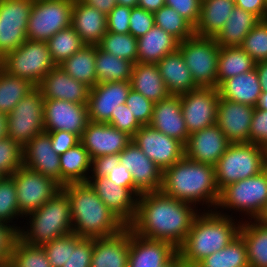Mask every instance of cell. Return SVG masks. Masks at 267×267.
<instances>
[{
  "instance_id": "obj_1",
  "label": "cell",
  "mask_w": 267,
  "mask_h": 267,
  "mask_svg": "<svg viewBox=\"0 0 267 267\" xmlns=\"http://www.w3.org/2000/svg\"><path fill=\"white\" fill-rule=\"evenodd\" d=\"M198 211L194 205L161 191L144 192L138 197L136 215L128 227L140 237L167 241L178 249Z\"/></svg>"
},
{
  "instance_id": "obj_2",
  "label": "cell",
  "mask_w": 267,
  "mask_h": 267,
  "mask_svg": "<svg viewBox=\"0 0 267 267\" xmlns=\"http://www.w3.org/2000/svg\"><path fill=\"white\" fill-rule=\"evenodd\" d=\"M160 191L197 209L200 205V211L202 208L203 211L215 210L220 197L214 166L193 161L186 156L163 171Z\"/></svg>"
},
{
  "instance_id": "obj_3",
  "label": "cell",
  "mask_w": 267,
  "mask_h": 267,
  "mask_svg": "<svg viewBox=\"0 0 267 267\" xmlns=\"http://www.w3.org/2000/svg\"><path fill=\"white\" fill-rule=\"evenodd\" d=\"M70 200L72 232L85 238L110 237L127 227L98 197L89 182L62 187Z\"/></svg>"
},
{
  "instance_id": "obj_4",
  "label": "cell",
  "mask_w": 267,
  "mask_h": 267,
  "mask_svg": "<svg viewBox=\"0 0 267 267\" xmlns=\"http://www.w3.org/2000/svg\"><path fill=\"white\" fill-rule=\"evenodd\" d=\"M234 217L216 210L199 211L184 243L177 249L182 261L197 264L227 246L239 235L242 221Z\"/></svg>"
},
{
  "instance_id": "obj_5",
  "label": "cell",
  "mask_w": 267,
  "mask_h": 267,
  "mask_svg": "<svg viewBox=\"0 0 267 267\" xmlns=\"http://www.w3.org/2000/svg\"><path fill=\"white\" fill-rule=\"evenodd\" d=\"M25 218L27 226L24 224L18 233L19 238L30 245L43 246L72 233L70 200L63 190Z\"/></svg>"
},
{
  "instance_id": "obj_6",
  "label": "cell",
  "mask_w": 267,
  "mask_h": 267,
  "mask_svg": "<svg viewBox=\"0 0 267 267\" xmlns=\"http://www.w3.org/2000/svg\"><path fill=\"white\" fill-rule=\"evenodd\" d=\"M266 201L267 167L255 176L239 180L224 187L220 191L219 201L215 210L227 216H232L233 213L229 215V212L233 210L234 212H239L241 217L244 215L243 218H240L241 221L255 220ZM224 209L228 213L224 212Z\"/></svg>"
},
{
  "instance_id": "obj_7",
  "label": "cell",
  "mask_w": 267,
  "mask_h": 267,
  "mask_svg": "<svg viewBox=\"0 0 267 267\" xmlns=\"http://www.w3.org/2000/svg\"><path fill=\"white\" fill-rule=\"evenodd\" d=\"M267 167L266 150L251 142L230 143L215 164L219 191L227 185L255 176Z\"/></svg>"
},
{
  "instance_id": "obj_8",
  "label": "cell",
  "mask_w": 267,
  "mask_h": 267,
  "mask_svg": "<svg viewBox=\"0 0 267 267\" xmlns=\"http://www.w3.org/2000/svg\"><path fill=\"white\" fill-rule=\"evenodd\" d=\"M55 67L45 41L27 39L20 47L1 59V68L4 71L28 80L35 87Z\"/></svg>"
},
{
  "instance_id": "obj_9",
  "label": "cell",
  "mask_w": 267,
  "mask_h": 267,
  "mask_svg": "<svg viewBox=\"0 0 267 267\" xmlns=\"http://www.w3.org/2000/svg\"><path fill=\"white\" fill-rule=\"evenodd\" d=\"M178 50L198 87L217 88L220 46L214 38L194 35L179 42Z\"/></svg>"
},
{
  "instance_id": "obj_10",
  "label": "cell",
  "mask_w": 267,
  "mask_h": 267,
  "mask_svg": "<svg viewBox=\"0 0 267 267\" xmlns=\"http://www.w3.org/2000/svg\"><path fill=\"white\" fill-rule=\"evenodd\" d=\"M7 137L24 147L44 131V97L35 87L7 115Z\"/></svg>"
},
{
  "instance_id": "obj_11",
  "label": "cell",
  "mask_w": 267,
  "mask_h": 267,
  "mask_svg": "<svg viewBox=\"0 0 267 267\" xmlns=\"http://www.w3.org/2000/svg\"><path fill=\"white\" fill-rule=\"evenodd\" d=\"M73 4L74 0L33 2L27 22V39L46 42L58 31L70 27Z\"/></svg>"
},
{
  "instance_id": "obj_12",
  "label": "cell",
  "mask_w": 267,
  "mask_h": 267,
  "mask_svg": "<svg viewBox=\"0 0 267 267\" xmlns=\"http://www.w3.org/2000/svg\"><path fill=\"white\" fill-rule=\"evenodd\" d=\"M11 177L16 187L18 208L23 216L39 209L62 190V186L55 180L24 166Z\"/></svg>"
},
{
  "instance_id": "obj_13",
  "label": "cell",
  "mask_w": 267,
  "mask_h": 267,
  "mask_svg": "<svg viewBox=\"0 0 267 267\" xmlns=\"http://www.w3.org/2000/svg\"><path fill=\"white\" fill-rule=\"evenodd\" d=\"M32 0H0V59L26 40Z\"/></svg>"
},
{
  "instance_id": "obj_14",
  "label": "cell",
  "mask_w": 267,
  "mask_h": 267,
  "mask_svg": "<svg viewBox=\"0 0 267 267\" xmlns=\"http://www.w3.org/2000/svg\"><path fill=\"white\" fill-rule=\"evenodd\" d=\"M132 141L162 172L185 156V146L180 141L150 125H142L132 137Z\"/></svg>"
},
{
  "instance_id": "obj_15",
  "label": "cell",
  "mask_w": 267,
  "mask_h": 267,
  "mask_svg": "<svg viewBox=\"0 0 267 267\" xmlns=\"http://www.w3.org/2000/svg\"><path fill=\"white\" fill-rule=\"evenodd\" d=\"M218 88L199 87L180 95L181 108L189 134L216 124Z\"/></svg>"
},
{
  "instance_id": "obj_16",
  "label": "cell",
  "mask_w": 267,
  "mask_h": 267,
  "mask_svg": "<svg viewBox=\"0 0 267 267\" xmlns=\"http://www.w3.org/2000/svg\"><path fill=\"white\" fill-rule=\"evenodd\" d=\"M90 122L87 104L44 99V131L64 130L80 138Z\"/></svg>"
},
{
  "instance_id": "obj_17",
  "label": "cell",
  "mask_w": 267,
  "mask_h": 267,
  "mask_svg": "<svg viewBox=\"0 0 267 267\" xmlns=\"http://www.w3.org/2000/svg\"><path fill=\"white\" fill-rule=\"evenodd\" d=\"M119 157L120 163L131 172L137 197L144 192L160 191L163 172L133 141Z\"/></svg>"
},
{
  "instance_id": "obj_18",
  "label": "cell",
  "mask_w": 267,
  "mask_h": 267,
  "mask_svg": "<svg viewBox=\"0 0 267 267\" xmlns=\"http://www.w3.org/2000/svg\"><path fill=\"white\" fill-rule=\"evenodd\" d=\"M131 90L130 81L97 83L90 88L88 98L89 120L95 123H109L111 114L124 104Z\"/></svg>"
},
{
  "instance_id": "obj_19",
  "label": "cell",
  "mask_w": 267,
  "mask_h": 267,
  "mask_svg": "<svg viewBox=\"0 0 267 267\" xmlns=\"http://www.w3.org/2000/svg\"><path fill=\"white\" fill-rule=\"evenodd\" d=\"M255 107L219 98L216 125L230 143L249 142L250 126Z\"/></svg>"
},
{
  "instance_id": "obj_20",
  "label": "cell",
  "mask_w": 267,
  "mask_h": 267,
  "mask_svg": "<svg viewBox=\"0 0 267 267\" xmlns=\"http://www.w3.org/2000/svg\"><path fill=\"white\" fill-rule=\"evenodd\" d=\"M80 142L91 158L119 154L131 142L132 137L108 123L89 122L83 131Z\"/></svg>"
},
{
  "instance_id": "obj_21",
  "label": "cell",
  "mask_w": 267,
  "mask_h": 267,
  "mask_svg": "<svg viewBox=\"0 0 267 267\" xmlns=\"http://www.w3.org/2000/svg\"><path fill=\"white\" fill-rule=\"evenodd\" d=\"M23 166L61 185L60 157L52 148L49 132L34 136L23 147Z\"/></svg>"
},
{
  "instance_id": "obj_22",
  "label": "cell",
  "mask_w": 267,
  "mask_h": 267,
  "mask_svg": "<svg viewBox=\"0 0 267 267\" xmlns=\"http://www.w3.org/2000/svg\"><path fill=\"white\" fill-rule=\"evenodd\" d=\"M230 142L215 124L189 134L185 156L193 161L215 166Z\"/></svg>"
},
{
  "instance_id": "obj_23",
  "label": "cell",
  "mask_w": 267,
  "mask_h": 267,
  "mask_svg": "<svg viewBox=\"0 0 267 267\" xmlns=\"http://www.w3.org/2000/svg\"><path fill=\"white\" fill-rule=\"evenodd\" d=\"M101 201L128 226L135 218L138 197L126 187H121L107 177L89 178Z\"/></svg>"
},
{
  "instance_id": "obj_24",
  "label": "cell",
  "mask_w": 267,
  "mask_h": 267,
  "mask_svg": "<svg viewBox=\"0 0 267 267\" xmlns=\"http://www.w3.org/2000/svg\"><path fill=\"white\" fill-rule=\"evenodd\" d=\"M37 88L44 99H59L76 104H87L90 87L69 76L60 66L49 71Z\"/></svg>"
},
{
  "instance_id": "obj_25",
  "label": "cell",
  "mask_w": 267,
  "mask_h": 267,
  "mask_svg": "<svg viewBox=\"0 0 267 267\" xmlns=\"http://www.w3.org/2000/svg\"><path fill=\"white\" fill-rule=\"evenodd\" d=\"M177 253L171 243L140 237L130 229L128 267H163Z\"/></svg>"
},
{
  "instance_id": "obj_26",
  "label": "cell",
  "mask_w": 267,
  "mask_h": 267,
  "mask_svg": "<svg viewBox=\"0 0 267 267\" xmlns=\"http://www.w3.org/2000/svg\"><path fill=\"white\" fill-rule=\"evenodd\" d=\"M149 125L185 146L189 133L182 114L180 96L170 95L164 100L155 102Z\"/></svg>"
},
{
  "instance_id": "obj_27",
  "label": "cell",
  "mask_w": 267,
  "mask_h": 267,
  "mask_svg": "<svg viewBox=\"0 0 267 267\" xmlns=\"http://www.w3.org/2000/svg\"><path fill=\"white\" fill-rule=\"evenodd\" d=\"M130 228L110 237L93 238L91 267H128Z\"/></svg>"
},
{
  "instance_id": "obj_28",
  "label": "cell",
  "mask_w": 267,
  "mask_h": 267,
  "mask_svg": "<svg viewBox=\"0 0 267 267\" xmlns=\"http://www.w3.org/2000/svg\"><path fill=\"white\" fill-rule=\"evenodd\" d=\"M71 27L79 34L85 45L97 46L107 33V15L82 0H74Z\"/></svg>"
},
{
  "instance_id": "obj_29",
  "label": "cell",
  "mask_w": 267,
  "mask_h": 267,
  "mask_svg": "<svg viewBox=\"0 0 267 267\" xmlns=\"http://www.w3.org/2000/svg\"><path fill=\"white\" fill-rule=\"evenodd\" d=\"M157 66L170 95L180 96L199 88L178 49L163 57Z\"/></svg>"
},
{
  "instance_id": "obj_30",
  "label": "cell",
  "mask_w": 267,
  "mask_h": 267,
  "mask_svg": "<svg viewBox=\"0 0 267 267\" xmlns=\"http://www.w3.org/2000/svg\"><path fill=\"white\" fill-rule=\"evenodd\" d=\"M218 91L223 99L256 107L262 93L256 68L225 80Z\"/></svg>"
},
{
  "instance_id": "obj_31",
  "label": "cell",
  "mask_w": 267,
  "mask_h": 267,
  "mask_svg": "<svg viewBox=\"0 0 267 267\" xmlns=\"http://www.w3.org/2000/svg\"><path fill=\"white\" fill-rule=\"evenodd\" d=\"M179 41L165 30L154 25L137 39L139 63H158L166 55L178 49Z\"/></svg>"
},
{
  "instance_id": "obj_32",
  "label": "cell",
  "mask_w": 267,
  "mask_h": 267,
  "mask_svg": "<svg viewBox=\"0 0 267 267\" xmlns=\"http://www.w3.org/2000/svg\"><path fill=\"white\" fill-rule=\"evenodd\" d=\"M130 84L132 89L154 103L170 96L156 63L134 64Z\"/></svg>"
},
{
  "instance_id": "obj_33",
  "label": "cell",
  "mask_w": 267,
  "mask_h": 267,
  "mask_svg": "<svg viewBox=\"0 0 267 267\" xmlns=\"http://www.w3.org/2000/svg\"><path fill=\"white\" fill-rule=\"evenodd\" d=\"M234 7V0H202L199 20L194 27L195 35L215 38Z\"/></svg>"
},
{
  "instance_id": "obj_34",
  "label": "cell",
  "mask_w": 267,
  "mask_h": 267,
  "mask_svg": "<svg viewBox=\"0 0 267 267\" xmlns=\"http://www.w3.org/2000/svg\"><path fill=\"white\" fill-rule=\"evenodd\" d=\"M260 19L249 11L235 6L222 30L214 38L220 47H240Z\"/></svg>"
},
{
  "instance_id": "obj_35",
  "label": "cell",
  "mask_w": 267,
  "mask_h": 267,
  "mask_svg": "<svg viewBox=\"0 0 267 267\" xmlns=\"http://www.w3.org/2000/svg\"><path fill=\"white\" fill-rule=\"evenodd\" d=\"M59 157L62 187L70 183L88 182L92 160L81 142Z\"/></svg>"
},
{
  "instance_id": "obj_36",
  "label": "cell",
  "mask_w": 267,
  "mask_h": 267,
  "mask_svg": "<svg viewBox=\"0 0 267 267\" xmlns=\"http://www.w3.org/2000/svg\"><path fill=\"white\" fill-rule=\"evenodd\" d=\"M239 235L246 244L249 267H267V225L242 221Z\"/></svg>"
},
{
  "instance_id": "obj_37",
  "label": "cell",
  "mask_w": 267,
  "mask_h": 267,
  "mask_svg": "<svg viewBox=\"0 0 267 267\" xmlns=\"http://www.w3.org/2000/svg\"><path fill=\"white\" fill-rule=\"evenodd\" d=\"M95 62L96 46L84 45L78 52H75L59 66L69 76L92 88L98 83Z\"/></svg>"
},
{
  "instance_id": "obj_38",
  "label": "cell",
  "mask_w": 267,
  "mask_h": 267,
  "mask_svg": "<svg viewBox=\"0 0 267 267\" xmlns=\"http://www.w3.org/2000/svg\"><path fill=\"white\" fill-rule=\"evenodd\" d=\"M256 62L241 47H220L217 63V88L227 79L255 69Z\"/></svg>"
},
{
  "instance_id": "obj_39",
  "label": "cell",
  "mask_w": 267,
  "mask_h": 267,
  "mask_svg": "<svg viewBox=\"0 0 267 267\" xmlns=\"http://www.w3.org/2000/svg\"><path fill=\"white\" fill-rule=\"evenodd\" d=\"M134 63L107 53L96 46V77L98 83L130 81Z\"/></svg>"
},
{
  "instance_id": "obj_40",
  "label": "cell",
  "mask_w": 267,
  "mask_h": 267,
  "mask_svg": "<svg viewBox=\"0 0 267 267\" xmlns=\"http://www.w3.org/2000/svg\"><path fill=\"white\" fill-rule=\"evenodd\" d=\"M199 267H249L247 248L243 238L238 235L222 250L203 258Z\"/></svg>"
},
{
  "instance_id": "obj_41",
  "label": "cell",
  "mask_w": 267,
  "mask_h": 267,
  "mask_svg": "<svg viewBox=\"0 0 267 267\" xmlns=\"http://www.w3.org/2000/svg\"><path fill=\"white\" fill-rule=\"evenodd\" d=\"M34 88L28 80L9 75L0 67V112L8 115Z\"/></svg>"
},
{
  "instance_id": "obj_42",
  "label": "cell",
  "mask_w": 267,
  "mask_h": 267,
  "mask_svg": "<svg viewBox=\"0 0 267 267\" xmlns=\"http://www.w3.org/2000/svg\"><path fill=\"white\" fill-rule=\"evenodd\" d=\"M46 42L56 66L62 64L85 45L79 34L71 26L58 31Z\"/></svg>"
},
{
  "instance_id": "obj_43",
  "label": "cell",
  "mask_w": 267,
  "mask_h": 267,
  "mask_svg": "<svg viewBox=\"0 0 267 267\" xmlns=\"http://www.w3.org/2000/svg\"><path fill=\"white\" fill-rule=\"evenodd\" d=\"M155 25L174 36L179 42L195 35L194 26L175 9L164 5L153 13Z\"/></svg>"
},
{
  "instance_id": "obj_44",
  "label": "cell",
  "mask_w": 267,
  "mask_h": 267,
  "mask_svg": "<svg viewBox=\"0 0 267 267\" xmlns=\"http://www.w3.org/2000/svg\"><path fill=\"white\" fill-rule=\"evenodd\" d=\"M101 50L118 58L137 63V38L130 33L120 34L107 32L97 45Z\"/></svg>"
},
{
  "instance_id": "obj_45",
  "label": "cell",
  "mask_w": 267,
  "mask_h": 267,
  "mask_svg": "<svg viewBox=\"0 0 267 267\" xmlns=\"http://www.w3.org/2000/svg\"><path fill=\"white\" fill-rule=\"evenodd\" d=\"M19 218L23 219L24 216L18 208L13 178L11 176L2 177L0 179V222L11 224L19 232L22 227L16 223ZM15 219L17 221H14Z\"/></svg>"
},
{
  "instance_id": "obj_46",
  "label": "cell",
  "mask_w": 267,
  "mask_h": 267,
  "mask_svg": "<svg viewBox=\"0 0 267 267\" xmlns=\"http://www.w3.org/2000/svg\"><path fill=\"white\" fill-rule=\"evenodd\" d=\"M10 261L14 267H51L42 246L30 245L17 238Z\"/></svg>"
},
{
  "instance_id": "obj_47",
  "label": "cell",
  "mask_w": 267,
  "mask_h": 267,
  "mask_svg": "<svg viewBox=\"0 0 267 267\" xmlns=\"http://www.w3.org/2000/svg\"><path fill=\"white\" fill-rule=\"evenodd\" d=\"M257 63L267 61V19L260 20L248 33L241 46Z\"/></svg>"
},
{
  "instance_id": "obj_48",
  "label": "cell",
  "mask_w": 267,
  "mask_h": 267,
  "mask_svg": "<svg viewBox=\"0 0 267 267\" xmlns=\"http://www.w3.org/2000/svg\"><path fill=\"white\" fill-rule=\"evenodd\" d=\"M23 166V147L9 137L0 139V175L11 176Z\"/></svg>"
},
{
  "instance_id": "obj_49",
  "label": "cell",
  "mask_w": 267,
  "mask_h": 267,
  "mask_svg": "<svg viewBox=\"0 0 267 267\" xmlns=\"http://www.w3.org/2000/svg\"><path fill=\"white\" fill-rule=\"evenodd\" d=\"M93 238L70 233V257L62 267H91Z\"/></svg>"
},
{
  "instance_id": "obj_50",
  "label": "cell",
  "mask_w": 267,
  "mask_h": 267,
  "mask_svg": "<svg viewBox=\"0 0 267 267\" xmlns=\"http://www.w3.org/2000/svg\"><path fill=\"white\" fill-rule=\"evenodd\" d=\"M125 104L141 125H149L152 119L154 102L131 88Z\"/></svg>"
},
{
  "instance_id": "obj_51",
  "label": "cell",
  "mask_w": 267,
  "mask_h": 267,
  "mask_svg": "<svg viewBox=\"0 0 267 267\" xmlns=\"http://www.w3.org/2000/svg\"><path fill=\"white\" fill-rule=\"evenodd\" d=\"M42 247L51 267H62L70 257V234L56 238Z\"/></svg>"
},
{
  "instance_id": "obj_52",
  "label": "cell",
  "mask_w": 267,
  "mask_h": 267,
  "mask_svg": "<svg viewBox=\"0 0 267 267\" xmlns=\"http://www.w3.org/2000/svg\"><path fill=\"white\" fill-rule=\"evenodd\" d=\"M108 124L131 137L142 127L125 103L119 105L115 113L111 114V120Z\"/></svg>"
},
{
  "instance_id": "obj_53",
  "label": "cell",
  "mask_w": 267,
  "mask_h": 267,
  "mask_svg": "<svg viewBox=\"0 0 267 267\" xmlns=\"http://www.w3.org/2000/svg\"><path fill=\"white\" fill-rule=\"evenodd\" d=\"M155 25L154 15L139 7L131 8L129 33L135 38L145 35Z\"/></svg>"
},
{
  "instance_id": "obj_54",
  "label": "cell",
  "mask_w": 267,
  "mask_h": 267,
  "mask_svg": "<svg viewBox=\"0 0 267 267\" xmlns=\"http://www.w3.org/2000/svg\"><path fill=\"white\" fill-rule=\"evenodd\" d=\"M249 142L267 149V111L255 107L250 126Z\"/></svg>"
},
{
  "instance_id": "obj_55",
  "label": "cell",
  "mask_w": 267,
  "mask_h": 267,
  "mask_svg": "<svg viewBox=\"0 0 267 267\" xmlns=\"http://www.w3.org/2000/svg\"><path fill=\"white\" fill-rule=\"evenodd\" d=\"M130 15V7L116 5L107 15V32L120 34L129 33Z\"/></svg>"
},
{
  "instance_id": "obj_56",
  "label": "cell",
  "mask_w": 267,
  "mask_h": 267,
  "mask_svg": "<svg viewBox=\"0 0 267 267\" xmlns=\"http://www.w3.org/2000/svg\"><path fill=\"white\" fill-rule=\"evenodd\" d=\"M202 0H165V5L175 9L194 27L200 16Z\"/></svg>"
},
{
  "instance_id": "obj_57",
  "label": "cell",
  "mask_w": 267,
  "mask_h": 267,
  "mask_svg": "<svg viewBox=\"0 0 267 267\" xmlns=\"http://www.w3.org/2000/svg\"><path fill=\"white\" fill-rule=\"evenodd\" d=\"M18 237L19 233L13 226L0 222V262L11 259L13 246Z\"/></svg>"
},
{
  "instance_id": "obj_58",
  "label": "cell",
  "mask_w": 267,
  "mask_h": 267,
  "mask_svg": "<svg viewBox=\"0 0 267 267\" xmlns=\"http://www.w3.org/2000/svg\"><path fill=\"white\" fill-rule=\"evenodd\" d=\"M49 136L52 148L59 156L80 143L78 135L64 130L51 131Z\"/></svg>"
},
{
  "instance_id": "obj_59",
  "label": "cell",
  "mask_w": 267,
  "mask_h": 267,
  "mask_svg": "<svg viewBox=\"0 0 267 267\" xmlns=\"http://www.w3.org/2000/svg\"><path fill=\"white\" fill-rule=\"evenodd\" d=\"M119 154H110L98 156L92 159L91 162V175L89 178H101L110 174L112 168L119 165Z\"/></svg>"
},
{
  "instance_id": "obj_60",
  "label": "cell",
  "mask_w": 267,
  "mask_h": 267,
  "mask_svg": "<svg viewBox=\"0 0 267 267\" xmlns=\"http://www.w3.org/2000/svg\"><path fill=\"white\" fill-rule=\"evenodd\" d=\"M106 177L121 187L129 188L134 193V181L131 172L121 163L114 166Z\"/></svg>"
},
{
  "instance_id": "obj_61",
  "label": "cell",
  "mask_w": 267,
  "mask_h": 267,
  "mask_svg": "<svg viewBox=\"0 0 267 267\" xmlns=\"http://www.w3.org/2000/svg\"><path fill=\"white\" fill-rule=\"evenodd\" d=\"M235 6L249 11L256 15L260 20L267 19V1L266 0H234Z\"/></svg>"
},
{
  "instance_id": "obj_62",
  "label": "cell",
  "mask_w": 267,
  "mask_h": 267,
  "mask_svg": "<svg viewBox=\"0 0 267 267\" xmlns=\"http://www.w3.org/2000/svg\"><path fill=\"white\" fill-rule=\"evenodd\" d=\"M82 1L91 7H95L105 15H108L109 12L117 5L116 0H82Z\"/></svg>"
},
{
  "instance_id": "obj_63",
  "label": "cell",
  "mask_w": 267,
  "mask_h": 267,
  "mask_svg": "<svg viewBox=\"0 0 267 267\" xmlns=\"http://www.w3.org/2000/svg\"><path fill=\"white\" fill-rule=\"evenodd\" d=\"M164 5H165V0H139L137 7L154 13Z\"/></svg>"
},
{
  "instance_id": "obj_64",
  "label": "cell",
  "mask_w": 267,
  "mask_h": 267,
  "mask_svg": "<svg viewBox=\"0 0 267 267\" xmlns=\"http://www.w3.org/2000/svg\"><path fill=\"white\" fill-rule=\"evenodd\" d=\"M262 91H267V61L257 62L255 65Z\"/></svg>"
},
{
  "instance_id": "obj_65",
  "label": "cell",
  "mask_w": 267,
  "mask_h": 267,
  "mask_svg": "<svg viewBox=\"0 0 267 267\" xmlns=\"http://www.w3.org/2000/svg\"><path fill=\"white\" fill-rule=\"evenodd\" d=\"M7 115L0 112V139L7 137Z\"/></svg>"
},
{
  "instance_id": "obj_66",
  "label": "cell",
  "mask_w": 267,
  "mask_h": 267,
  "mask_svg": "<svg viewBox=\"0 0 267 267\" xmlns=\"http://www.w3.org/2000/svg\"><path fill=\"white\" fill-rule=\"evenodd\" d=\"M256 108L259 110L267 111V91H262Z\"/></svg>"
},
{
  "instance_id": "obj_67",
  "label": "cell",
  "mask_w": 267,
  "mask_h": 267,
  "mask_svg": "<svg viewBox=\"0 0 267 267\" xmlns=\"http://www.w3.org/2000/svg\"><path fill=\"white\" fill-rule=\"evenodd\" d=\"M255 220L262 224L267 225V201L265 202L261 212L259 213V215L256 217Z\"/></svg>"
},
{
  "instance_id": "obj_68",
  "label": "cell",
  "mask_w": 267,
  "mask_h": 267,
  "mask_svg": "<svg viewBox=\"0 0 267 267\" xmlns=\"http://www.w3.org/2000/svg\"><path fill=\"white\" fill-rule=\"evenodd\" d=\"M182 262V259L180 255L177 253L167 264H165L163 267H179L180 263Z\"/></svg>"
},
{
  "instance_id": "obj_69",
  "label": "cell",
  "mask_w": 267,
  "mask_h": 267,
  "mask_svg": "<svg viewBox=\"0 0 267 267\" xmlns=\"http://www.w3.org/2000/svg\"><path fill=\"white\" fill-rule=\"evenodd\" d=\"M139 0H116L117 5L127 6L130 8L137 7Z\"/></svg>"
},
{
  "instance_id": "obj_70",
  "label": "cell",
  "mask_w": 267,
  "mask_h": 267,
  "mask_svg": "<svg viewBox=\"0 0 267 267\" xmlns=\"http://www.w3.org/2000/svg\"><path fill=\"white\" fill-rule=\"evenodd\" d=\"M0 267H14V264L9 261L0 262Z\"/></svg>"
},
{
  "instance_id": "obj_71",
  "label": "cell",
  "mask_w": 267,
  "mask_h": 267,
  "mask_svg": "<svg viewBox=\"0 0 267 267\" xmlns=\"http://www.w3.org/2000/svg\"><path fill=\"white\" fill-rule=\"evenodd\" d=\"M179 267H199L197 264H190L182 261L179 265Z\"/></svg>"
}]
</instances>
